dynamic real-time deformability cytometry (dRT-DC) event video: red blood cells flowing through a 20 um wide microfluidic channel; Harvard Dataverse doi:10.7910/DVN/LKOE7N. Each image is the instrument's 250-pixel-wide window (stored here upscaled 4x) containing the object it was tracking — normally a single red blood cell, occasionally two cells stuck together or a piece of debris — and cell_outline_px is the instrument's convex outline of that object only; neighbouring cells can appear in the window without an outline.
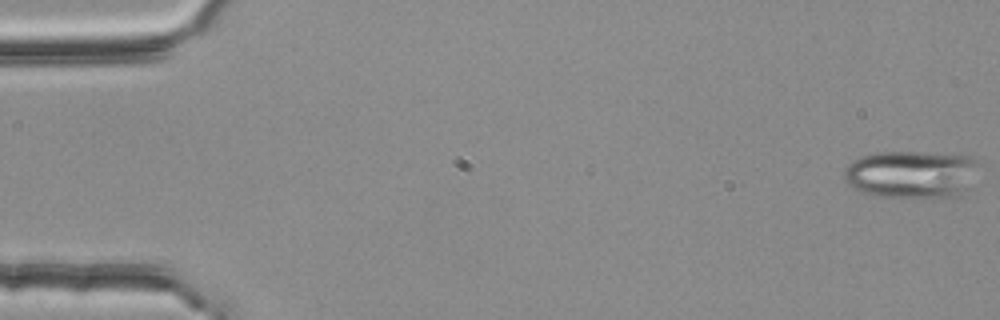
{"species": "common noctule bat (a hibernating species)", "species_latin": "Nyctalus noctula", "temperature_condition": "room temperature", "stored_images_in_passage": 55, "segment_of_instrument_passage": [1, 2], "camera_frame_rate_fps": 3000, "um_per_image_px": 0.085, "animal": {"sex": "female", "body_mass_g": 25.1}, "frame": {"image": 1, "passage_image": 1, "time_ms": 0.0, "image_size_px": [1000, 320], "cell_outline_px": [[980, 164], [968, 188], [956, 196], [912, 200], [876, 196], [860, 192], [848, 184], [844, 180], [844, 168], [852, 160], [860, 156], [880, 152], [916, 152], [972, 156], [980, 160]], "centroid_in_image_um": [77.47, 14.85], "position_along_channel_um": 7.5, "area_um2": 38.49}}